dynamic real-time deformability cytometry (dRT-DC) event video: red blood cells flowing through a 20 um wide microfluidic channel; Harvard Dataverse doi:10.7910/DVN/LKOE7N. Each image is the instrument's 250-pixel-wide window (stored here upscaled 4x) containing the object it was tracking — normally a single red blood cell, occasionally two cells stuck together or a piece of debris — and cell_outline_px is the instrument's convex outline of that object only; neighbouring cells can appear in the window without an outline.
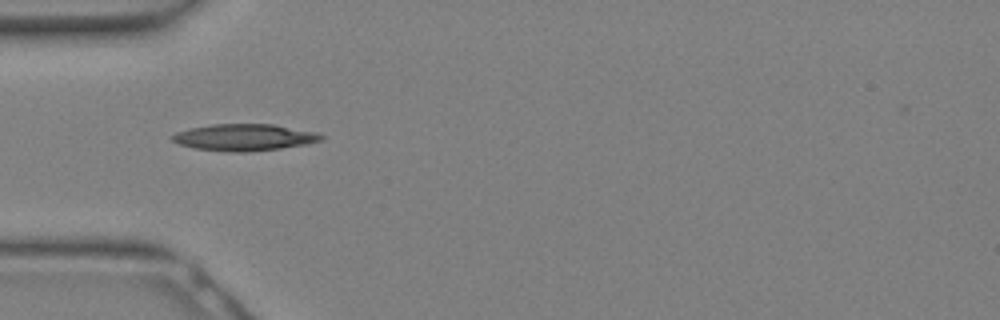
{"species": "Egyptian fruit bat (a non-hibernating species)", "species_latin": "Rousettus aegyptiacus", "temperature_condition": "warm", "stored_images_in_passage": 8, "camera_frame_rate_fps": 3000, "um_per_image_px": 0.085, "animal": {"sex": "female"}, "frame": {"image": 1, "passage_image": 1, "time_ms": 0.0, "image_size_px": [1000, 320], "cell_outline_px": [[324, 140], [308, 144], [280, 148], [248, 152], [228, 152], [192, 148], [180, 144], [172, 140], [172, 136], [176, 132], [192, 128], [212, 124], [272, 124], [320, 132], [324, 136]], "centroid_in_image_um": [20.83, 11.68], "position_along_channel_um": 64.2, "area_um2": 23.35}}
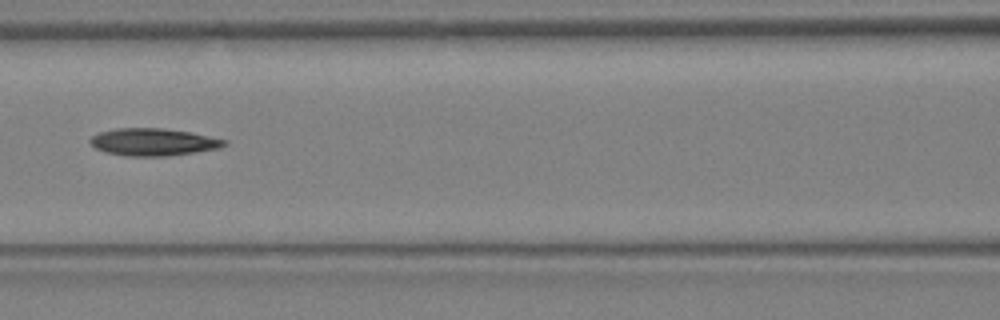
{"frame": {"image": 2, "passage_image": 5, "time_ms": 1.333, "image_size_px": [1000, 320], "cell_outline_px": [[228, 144], [220, 148], [196, 152], [168, 156], [128, 156], [104, 152], [96, 148], [88, 140], [92, 136], [100, 132], [116, 128], [164, 128], [192, 132], [228, 140]], "centroid_in_image_um": [13.07, 12.07], "position_along_channel_um": 153.5, "area_um2": 21.56}}
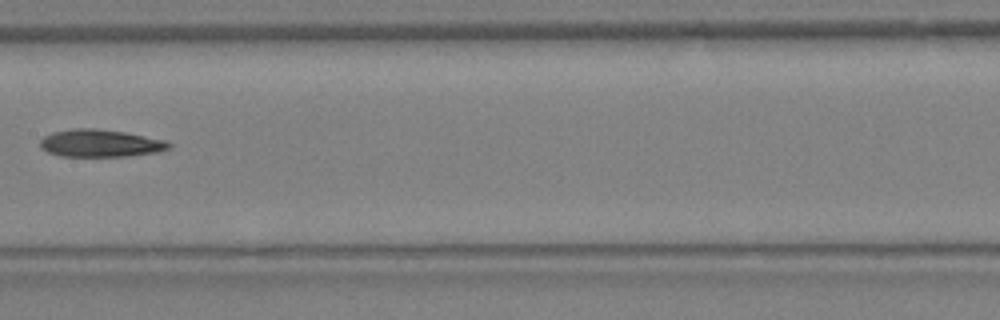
{"frame": {"image": 3, "passage_image": 7, "time_ms": 2.0, "image_size_px": [1000, 320], "cell_outline_px": [[172, 148], [160, 152], [128, 156], [60, 156], [48, 152], [40, 148], [40, 140], [44, 136], [52, 132], [72, 128], [96, 128], [124, 132], [168, 140], [172, 144]], "centroid_in_image_um": [8.57, 12.17], "position_along_channel_um": 198.8, "area_um2": 20.92}}